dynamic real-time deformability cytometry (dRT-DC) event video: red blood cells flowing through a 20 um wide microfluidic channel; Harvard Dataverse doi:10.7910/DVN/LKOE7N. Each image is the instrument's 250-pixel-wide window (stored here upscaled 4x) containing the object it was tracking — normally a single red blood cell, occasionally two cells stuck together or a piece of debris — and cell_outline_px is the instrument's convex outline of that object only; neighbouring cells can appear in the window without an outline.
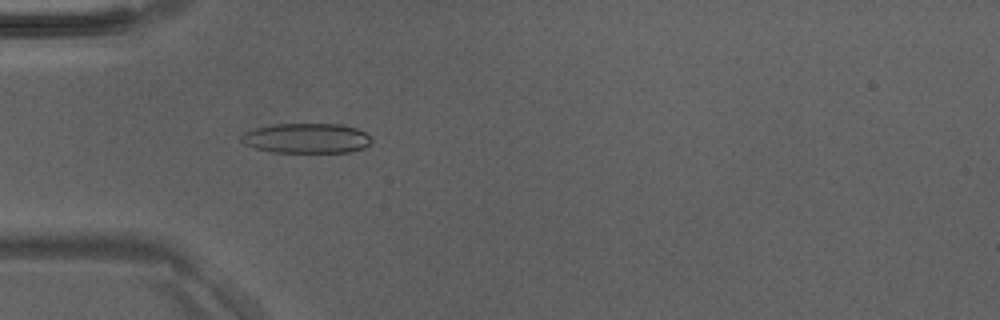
{"species": "Egyptian fruit bat (a non-hibernating species)", "species_latin": "Rousettus aegyptiacus", "temperature_condition": "room temperature", "stored_images_in_passage": 36, "camera_frame_rate_fps": 3000, "um_per_image_px": 0.085, "animal": {"sex": "male"}, "frame": {"image": 1, "passage_image": 6, "time_ms": 1.667, "image_size_px": [1000, 320], "cell_outline_px": [[372, 140], [364, 148], [348, 152], [272, 152], [256, 148], [244, 144], [240, 140], [240, 136], [244, 132], [256, 128], [272, 124], [340, 124], [356, 128], [364, 132]], "centroid_in_image_um": [26.02, 11.75], "position_along_channel_um": 59.0, "area_um2": 22.66}}
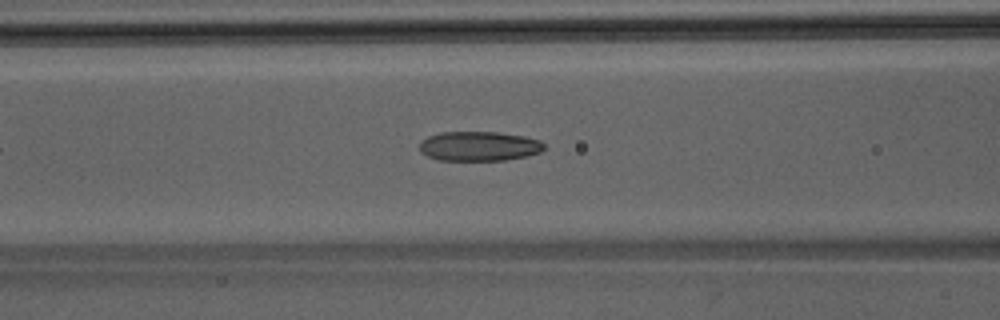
{"frame": {"image": 2, "passage_image": 11, "time_ms": 3.333, "image_size_px": [1000, 320], "cell_outline_px": [[544, 148], [540, 152], [528, 156], [504, 160], [440, 160], [428, 156], [420, 152], [420, 140], [428, 136], [440, 132], [496, 132], [524, 136], [540, 140], [544, 144]], "centroid_in_image_um": [40.71, 12.42], "position_along_channel_um": 125.9, "area_um2": 21.5}}